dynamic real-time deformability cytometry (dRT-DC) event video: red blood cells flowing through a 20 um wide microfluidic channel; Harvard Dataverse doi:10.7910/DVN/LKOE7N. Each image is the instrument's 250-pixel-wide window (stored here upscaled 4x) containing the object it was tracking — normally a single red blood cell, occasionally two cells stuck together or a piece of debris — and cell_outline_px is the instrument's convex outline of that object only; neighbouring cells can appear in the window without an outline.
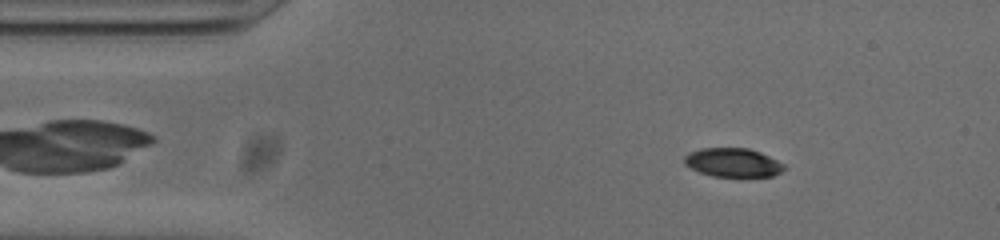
{"species": "common noctule bat (a hibernating species)", "species_latin": "Nyctalus noctula", "temperature_condition": "cold", "stored_images_in_passage": 52, "camera_frame_rate_fps": 3000, "um_per_image_px": 0.085, "animal": {"sex": "male", "body_mass_g": 20.0, "forearm_length_mm": 53.3}, "frame": {"image": 1, "passage_image": 6, "time_ms": 1.667, "image_size_px": [1000, 240], "cell_outline_px": [[788, 168], [772, 176], [712, 176], [700, 172], [684, 164], [684, 156], [688, 152], [700, 148], [748, 148], [760, 152], [784, 164]], "centroid_in_image_um": [62.29, 13.81], "position_along_channel_um": 22.7, "area_um2": 16.7}}
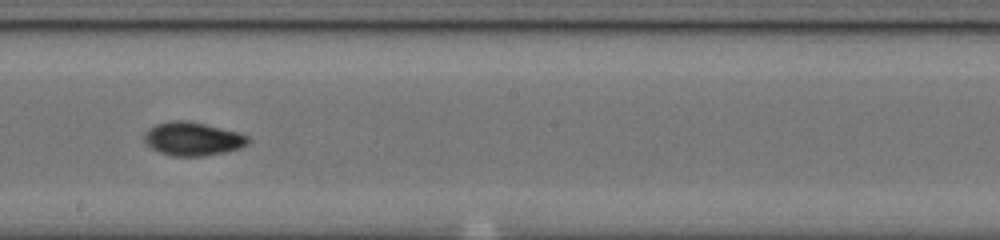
{"frame": {"image": 2, "passage_image": 27, "time_ms": 8.667, "image_size_px": [1000, 240], "cell_outline_px": [[252, 140], [248, 144], [240, 148], [200, 156], [172, 156], [160, 152], [152, 148], [144, 140], [144, 136], [148, 128], [156, 124], [172, 120], [188, 120], [240, 132], [248, 136]], "centroid_in_image_um": [16.4, 11.78], "position_along_channel_um": 231.8, "area_um2": 20.23}}
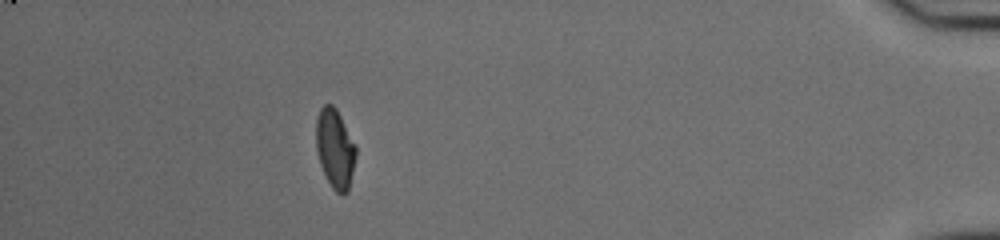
{"frame": {"image": 3, "passage_image": 46, "time_ms": 15.0, "image_size_px": [1000, 240], "cell_outline_px": [[356, 156], [348, 192], [344, 196], [340, 196], [332, 188], [320, 164], [316, 148], [316, 120], [320, 108], [324, 104], [332, 104], [336, 108], [356, 148]], "centroid_in_image_um": [28.47, 12.66], "position_along_channel_um": 406.7, "area_um2": 18.26}, "authors_computed_cell_mechanics": {"area_um2": 18.6405, "velocity_mm_per_s": 3.7897, "shape_relaxation_time_tau1_ms": 5.7905, "shape_relaxation_time_tau2_ms": 2.1811, "deformation_change_tau1": 0.1868, "deformation_change_tau2": 0.0591}}